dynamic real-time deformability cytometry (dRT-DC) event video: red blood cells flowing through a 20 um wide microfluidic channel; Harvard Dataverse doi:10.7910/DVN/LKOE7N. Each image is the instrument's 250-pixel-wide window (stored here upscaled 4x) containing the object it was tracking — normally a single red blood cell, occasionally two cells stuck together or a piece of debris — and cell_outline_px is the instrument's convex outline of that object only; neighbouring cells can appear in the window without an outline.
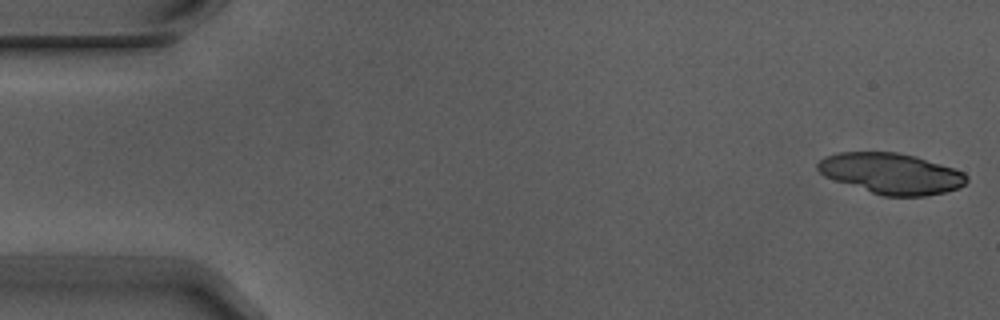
{"species": "Egyptian fruit bat (a non-hibernating species)", "species_latin": "Rousettus aegyptiacus", "temperature_condition": "warm", "stored_images_in_passage": 5, "camera_frame_rate_fps": 3000, "um_per_image_px": 0.085, "animal": {"sex": "male"}, "frame": {"image": 1, "passage_image": 1, "time_ms": 0.0, "image_size_px": [1000, 320], "cell_outline_px": [[968, 180], [960, 188], [944, 192], [924, 196], [884, 196], [824, 176], [816, 168], [816, 164], [820, 160], [828, 156], [840, 152], [896, 152], [916, 156], [964, 172], [968, 176]], "centroid_in_image_um": [75.78, 14.74], "position_along_channel_um": 9.2, "area_um2": 35.03}}